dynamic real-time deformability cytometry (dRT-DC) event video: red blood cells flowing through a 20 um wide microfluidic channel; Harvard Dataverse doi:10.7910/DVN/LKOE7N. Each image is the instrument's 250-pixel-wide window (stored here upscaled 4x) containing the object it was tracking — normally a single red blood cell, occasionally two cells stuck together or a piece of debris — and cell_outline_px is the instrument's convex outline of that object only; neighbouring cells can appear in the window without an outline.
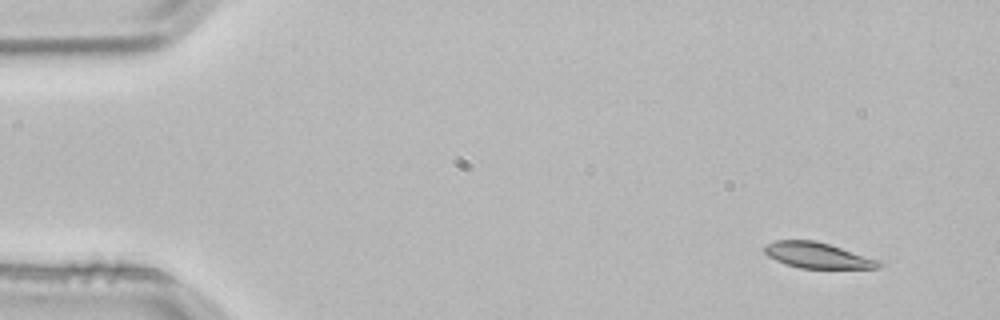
{"species": "common noctule bat (a hibernating species)", "species_latin": "Nyctalus noctula", "temperature_condition": "room temperature", "stored_images_in_passage": 3, "camera_frame_rate_fps": 3000, "um_per_image_px": 0.085, "animal": {"sex": "male", "body_mass_g": 21.5, "forearm_length_mm": 52.0}, "frame": {"image": 1, "passage_image": 1, "time_ms": 0.0, "image_size_px": [1000, 320], "cell_outline_px": [[884, 264], [880, 268], [800, 268], [776, 260], [768, 256], [764, 252], [764, 244], [776, 240], [816, 240], [880, 260]], "centroid_in_image_um": [69.5, 21.7], "position_along_channel_um": 15.5, "area_um2": 17.11}}
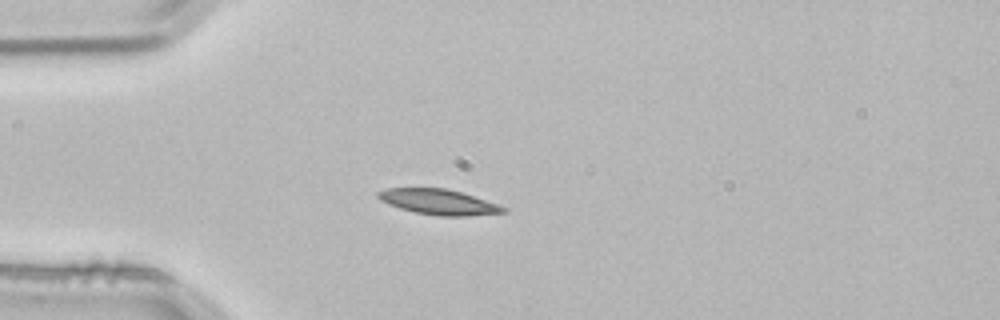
{"frame": {"image": 2, "passage_image": 3, "time_ms": 0.667, "image_size_px": [1000, 320], "cell_outline_px": [[508, 212], [468, 216], [440, 216], [416, 212], [400, 208], [388, 204], [380, 200], [376, 196], [376, 192], [384, 188], [444, 188], [460, 192], [508, 208]], "centroid_in_image_um": [37.25, 17.16], "position_along_channel_um": 47.8, "area_um2": 18.38}}